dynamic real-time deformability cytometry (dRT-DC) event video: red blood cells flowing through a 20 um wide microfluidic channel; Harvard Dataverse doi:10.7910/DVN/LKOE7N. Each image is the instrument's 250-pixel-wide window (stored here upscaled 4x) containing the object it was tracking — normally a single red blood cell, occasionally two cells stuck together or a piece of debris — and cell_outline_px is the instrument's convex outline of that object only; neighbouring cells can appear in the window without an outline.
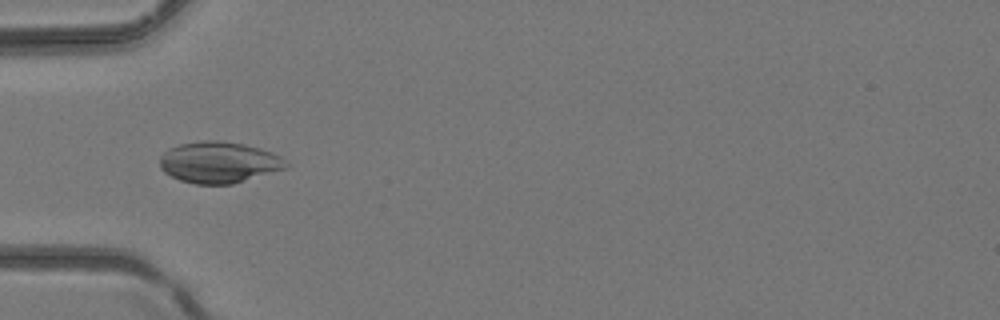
{"species": "common noctule bat (a hibernating species)", "species_latin": "Nyctalus noctula", "temperature_condition": "room temperature", "stored_images_in_passage": 43, "camera_frame_rate_fps": 3000, "um_per_image_px": 0.085, "animal": {"sex": "female", "body_mass_g": 24.6, "forearm_length_mm": 56.2}, "frame": {"image": 1, "passage_image": 14, "time_ms": 4.333, "image_size_px": [1000, 320], "cell_outline_px": [[288, 164], [284, 168], [232, 184], [196, 184], [180, 180], [164, 172], [160, 168], [160, 156], [164, 152], [180, 144], [204, 140], [220, 140], [244, 144], [260, 148], [272, 152], [280, 156]], "centroid_in_image_um": [18.58, 13.79], "position_along_channel_um": 66.4, "area_um2": 30.06}}
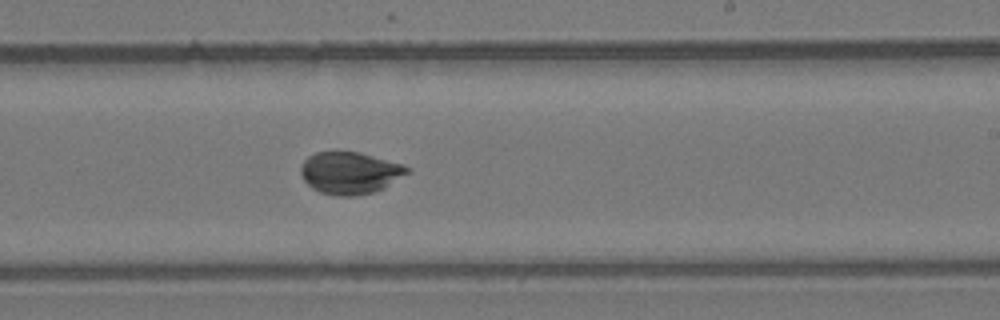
{"frame": {"image": 2, "passage_image": 26, "time_ms": 8.333, "image_size_px": [1000, 320], "cell_outline_px": [[412, 172], [384, 188], [372, 192], [356, 196], [336, 196], [320, 192], [312, 188], [304, 180], [300, 172], [300, 168], [304, 160], [308, 156], [316, 152], [360, 152], [404, 164]], "centroid_in_image_um": [29.77, 14.7], "position_along_channel_um": 259.2, "area_um2": 26.3}}
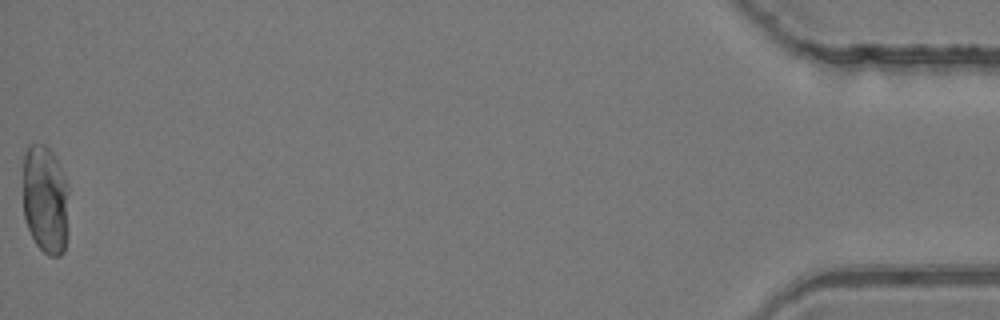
{"frame": {"image": 3, "passage_image": 43, "time_ms": 14.0, "image_size_px": [1000, 320], "cell_outline_px": [[68, 232], [64, 252], [60, 256], [48, 256], [36, 244], [28, 228], [24, 216], [24, 152], [28, 144], [44, 144], [52, 152], [64, 176], [68, 188]], "centroid_in_image_um": [3.87, 16.99], "position_along_channel_um": 431.3, "area_um2": 29.3}}